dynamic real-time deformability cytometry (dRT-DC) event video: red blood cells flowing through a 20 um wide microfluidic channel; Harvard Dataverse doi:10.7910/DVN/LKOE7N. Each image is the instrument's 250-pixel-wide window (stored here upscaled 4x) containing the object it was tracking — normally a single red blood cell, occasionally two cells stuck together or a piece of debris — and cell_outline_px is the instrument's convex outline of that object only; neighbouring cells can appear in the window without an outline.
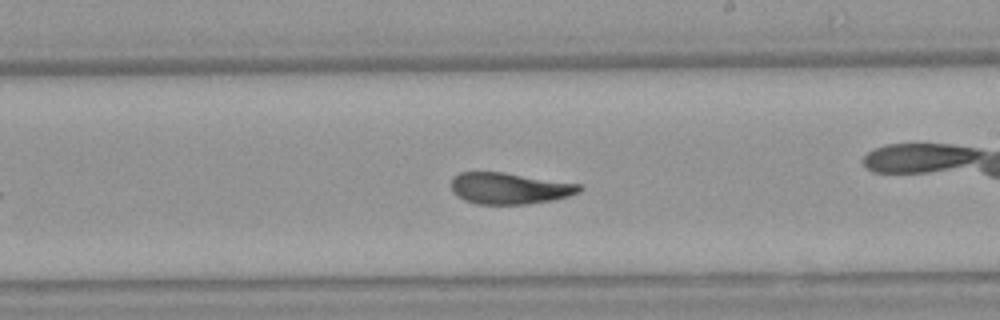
{"species": "Egyptian fruit bat (a non-hibernating species)", "species_latin": "Rousettus aegyptiacus", "temperature_condition": "warm", "stored_images_in_passage": 40, "camera_frame_rate_fps": 3000, "um_per_image_px": 0.085, "animal": {"sex": "female"}, "frame": {"image": 1, "passage_image": 23, "time_ms": 7.333, "image_size_px": [1000, 320], "cell_outline_px": [[584, 188], [580, 192], [568, 196], [552, 200], [528, 204], [476, 204], [464, 200], [456, 196], [452, 192], [452, 180], [460, 172], [504, 172], [580, 184]], "centroid_in_image_um": [43.31, 16.01], "position_along_channel_um": 245.7, "area_um2": 23.47}, "authors_computed_cell_mechanics": {"area_um2": 23.8714, "velocity_mm_per_s": 3.8431, "shape_relaxation_time_tau1_ms": 7.5655, "shape_relaxation_time_tau2_ms": 2.2994, "deformation_change_tau1": 0.217, "deformation_change_tau2": 0.096}}